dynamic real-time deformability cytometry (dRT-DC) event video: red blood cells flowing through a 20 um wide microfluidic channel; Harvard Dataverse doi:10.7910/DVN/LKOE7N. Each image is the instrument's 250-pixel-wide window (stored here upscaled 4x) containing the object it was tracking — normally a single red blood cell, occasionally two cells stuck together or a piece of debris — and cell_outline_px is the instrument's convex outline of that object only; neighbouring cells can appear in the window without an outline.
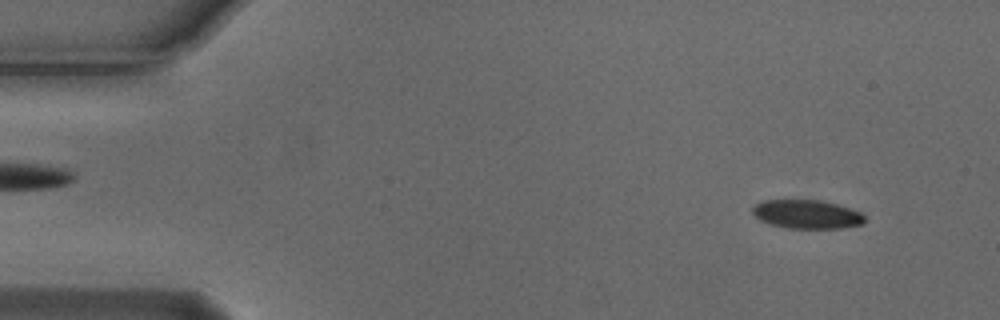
{"species": "Egyptian fruit bat (a non-hibernating species)", "species_latin": "Rousettus aegyptiacus", "temperature_condition": "cold", "stored_images_in_passage": 54, "camera_frame_rate_fps": 3000, "um_per_image_px": 0.085, "animal": {"sex": "male"}, "frame": {"image": 1, "passage_image": 4, "time_ms": 1.0, "image_size_px": [1000, 320], "cell_outline_px": [[864, 224], [840, 228], [788, 228], [772, 224], [760, 220], [752, 212], [752, 204], [764, 200], [820, 200], [836, 204], [860, 212], [864, 216]], "centroid_in_image_um": [68.56, 18.2], "position_along_channel_um": 16.4, "area_um2": 18.67}}
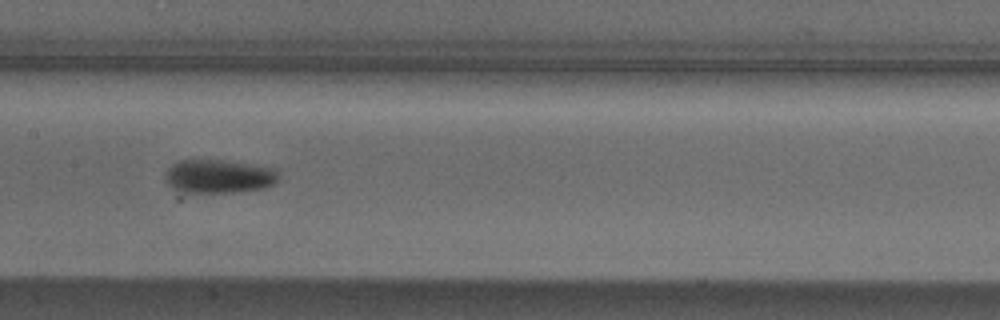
{"frame": {"image": 2, "passage_image": 26, "time_ms": 8.333, "image_size_px": [1000, 320], "cell_outline_px": [[280, 176], [272, 184], [264, 188], [232, 192], [184, 192], [172, 188], [164, 180], [164, 176], [168, 168], [172, 164], [180, 160], [224, 160], [276, 168]], "centroid_in_image_um": [18.58, 14.98], "position_along_channel_um": 188.8, "area_um2": 22.2}}
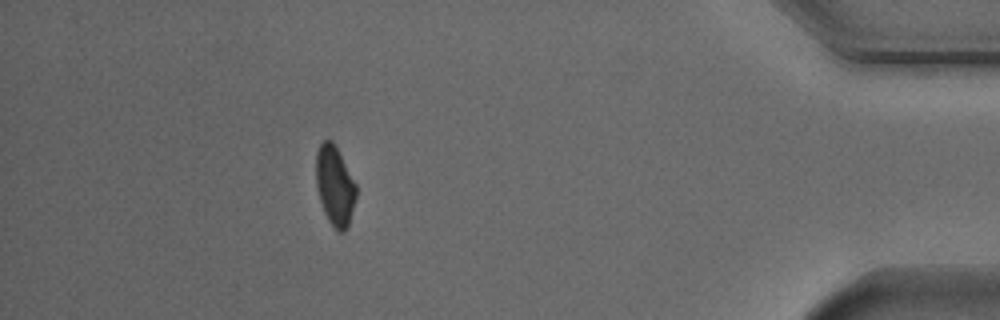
{"frame": {"image": 3, "passage_image": 48, "time_ms": 15.667, "image_size_px": [1000, 320], "cell_outline_px": [[356, 196], [348, 228], [344, 232], [340, 232], [328, 220], [324, 212], [320, 200], [316, 184], [316, 152], [320, 144], [324, 140], [332, 140], [356, 184]], "centroid_in_image_um": [28.46, 15.79], "position_along_channel_um": 406.7, "area_um2": 18.38}, "authors_computed_cell_mechanics": {"area_um2": 19.9988, "velocity_mm_per_s": 3.7173, "shape_relaxation_time_tau1_ms": 5.8594, "shape_relaxation_time_tau2_ms": null, "deformation_change_tau1": 0.1313, "deformation_change_tau2": null}}